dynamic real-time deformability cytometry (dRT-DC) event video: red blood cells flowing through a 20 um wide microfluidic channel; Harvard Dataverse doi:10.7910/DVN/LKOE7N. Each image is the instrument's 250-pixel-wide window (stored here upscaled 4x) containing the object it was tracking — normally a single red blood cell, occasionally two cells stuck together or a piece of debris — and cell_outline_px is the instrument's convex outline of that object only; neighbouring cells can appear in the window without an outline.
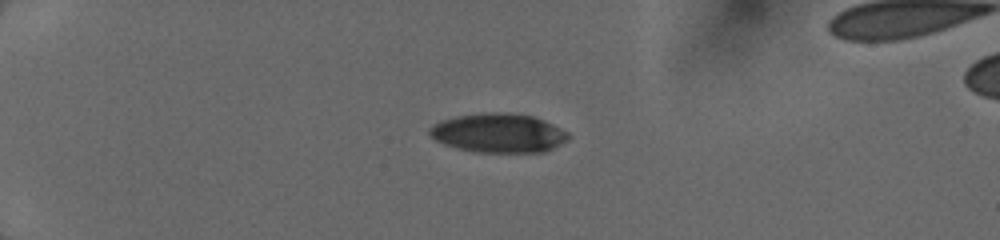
{"species": "human", "species_latin": "Homo sapiens", "temperature_condition": "cold", "stored_images_in_passage": 10, "camera_frame_rate_fps": 3000, "um_per_image_px": 0.085, "donor": {"sex": "female"}, "frame": {"image": 1, "passage_image": 1, "time_ms": 0.0, "image_size_px": [1000, 240], "cell_outline_px": [[568, 140], [544, 152], [476, 152], [456, 148], [444, 144], [428, 136], [428, 128], [440, 120], [456, 116], [488, 112], [504, 112], [532, 116], [544, 120], [568, 132]], "centroid_in_image_um": [42.33, 11.3], "position_along_channel_um": 42.7, "area_um2": 31.67}}
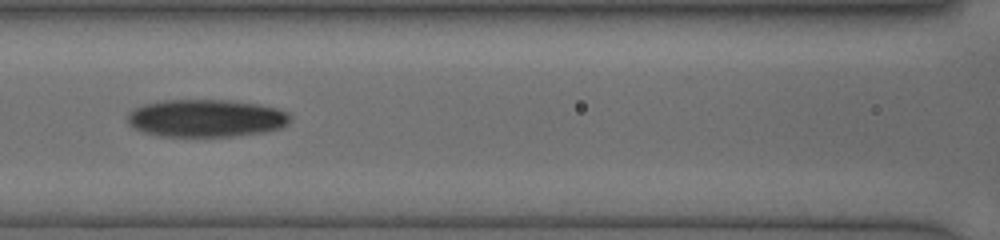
{"frame": {"image": 2, "passage_image": 9, "time_ms": 4.0, "image_size_px": [1000, 240], "cell_outline_px": [[292, 116], [288, 124], [280, 128], [264, 132], [232, 136], [160, 136], [144, 132], [128, 124], [128, 112], [144, 104], [164, 100], [228, 100], [256, 104], [276, 108], [288, 112]], "centroid_in_image_um": [17.53, 10.04], "position_along_channel_um": 149.1, "area_um2": 35.55}}